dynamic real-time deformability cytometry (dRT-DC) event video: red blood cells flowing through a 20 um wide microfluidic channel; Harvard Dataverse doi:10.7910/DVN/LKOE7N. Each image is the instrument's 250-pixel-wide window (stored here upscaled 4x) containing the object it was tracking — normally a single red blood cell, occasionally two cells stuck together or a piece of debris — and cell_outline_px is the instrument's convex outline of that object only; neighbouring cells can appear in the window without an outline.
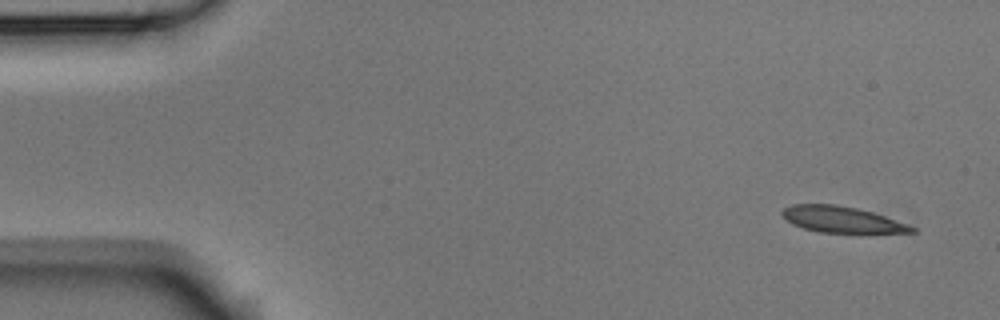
{"species": "Egyptian fruit bat (a non-hibernating species)", "species_latin": "Rousettus aegyptiacus", "temperature_condition": "room temperature", "stored_images_in_passage": 5, "camera_frame_rate_fps": 3000, "um_per_image_px": 0.085, "animal": {"sex": "male"}, "frame": {"image": 1, "passage_image": 1, "time_ms": 0.0, "image_size_px": [1000, 320], "cell_outline_px": [[916, 232], [860, 236], [820, 232], [804, 228], [792, 224], [780, 212], [784, 208], [792, 204], [836, 204], [856, 208], [872, 212], [908, 224], [916, 228]], "centroid_in_image_um": [71.66, 18.72], "position_along_channel_um": 13.3, "area_um2": 20.75}}
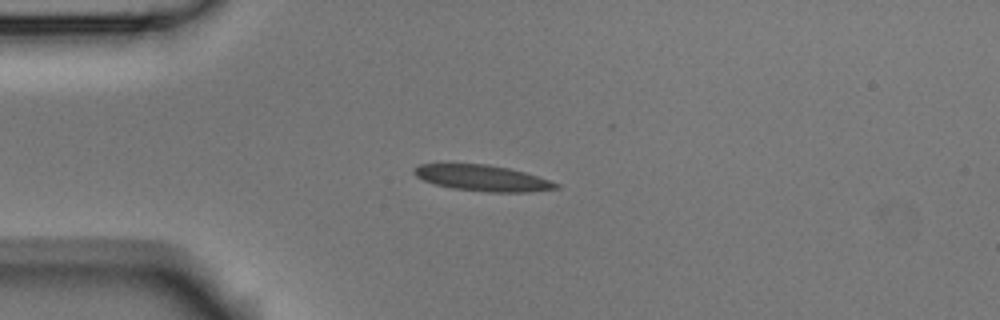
{"frame": {"image": 2, "passage_image": 4, "time_ms": 1.0, "image_size_px": [1000, 320], "cell_outline_px": [[560, 188], [528, 192], [488, 192], [452, 188], [436, 184], [424, 180], [416, 176], [412, 172], [412, 168], [420, 164], [488, 164], [508, 168], [524, 172], [560, 184]], "centroid_in_image_um": [41.0, 15.13], "position_along_channel_um": 44.0, "area_um2": 21.33}}
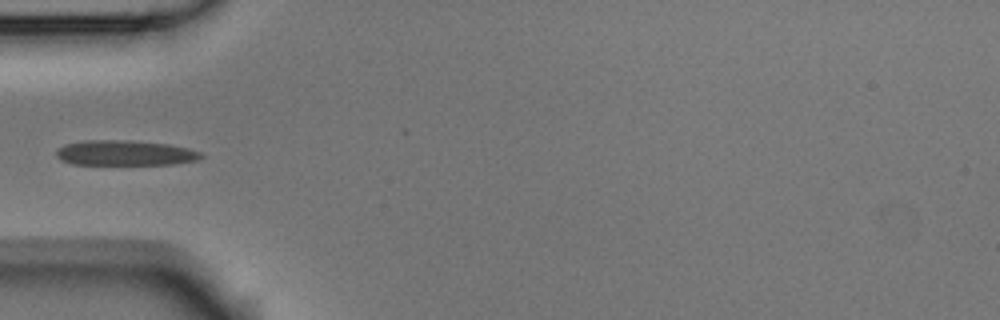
{"frame": {"image": 3, "passage_image": 5, "time_ms": 1.333, "image_size_px": [1000, 320], "cell_outline_px": [[204, 156], [196, 160], [172, 164], [72, 164], [60, 160], [56, 156], [56, 148], [64, 144], [84, 140], [128, 140], [168, 144], [188, 148], [200, 152]], "centroid_in_image_um": [10.57, 12.99], "position_along_channel_um": 74.4, "area_um2": 21.27}}